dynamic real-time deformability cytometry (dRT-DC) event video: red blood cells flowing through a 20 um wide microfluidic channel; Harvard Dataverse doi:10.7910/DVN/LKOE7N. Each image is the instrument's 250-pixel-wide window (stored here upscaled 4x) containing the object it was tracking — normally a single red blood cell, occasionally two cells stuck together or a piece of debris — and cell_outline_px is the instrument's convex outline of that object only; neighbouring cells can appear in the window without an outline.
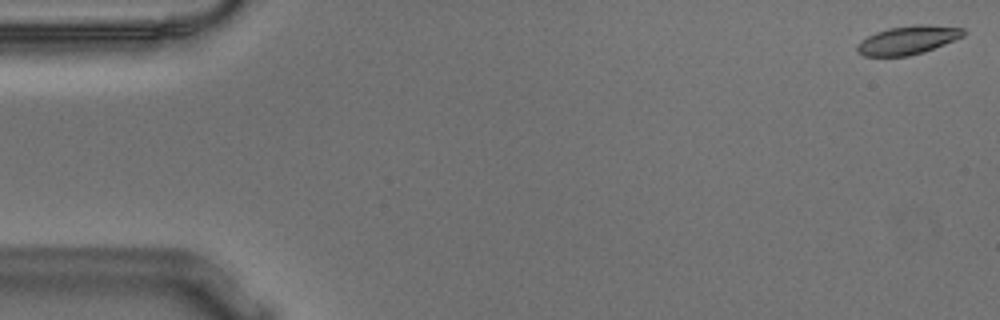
{"species": "Egyptian fruit bat (a non-hibernating species)", "species_latin": "Rousettus aegyptiacus", "temperature_condition": "warm", "stored_images_in_passage": 55, "camera_frame_rate_fps": 3000, "um_per_image_px": 0.085, "animal": {"sex": "male"}, "frame": {"image": 1, "passage_image": 1, "time_ms": 0.0, "image_size_px": [1000, 320], "cell_outline_px": [[968, 32], [964, 36], [924, 52], [908, 56], [864, 56], [856, 52], [856, 48], [868, 36], [876, 32], [888, 28], [916, 24], [924, 24], [964, 28]], "centroid_in_image_um": [77.21, 3.4], "position_along_channel_um": 7.8, "area_um2": 17.63}}
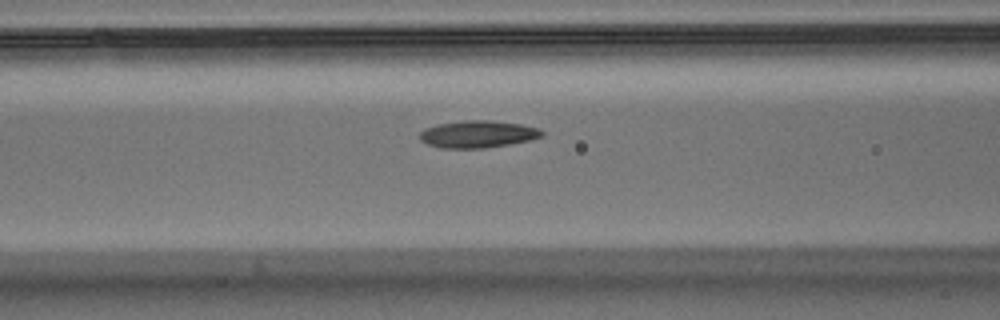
{"frame": {"image": 2, "passage_image": 22, "time_ms": 7.0, "image_size_px": [1000, 320], "cell_outline_px": [[544, 136], [532, 140], [484, 148], [440, 148], [428, 144], [420, 140], [420, 132], [424, 128], [436, 124], [464, 120], [492, 120], [520, 124], [540, 128], [544, 132]], "centroid_in_image_um": [40.63, 11.39], "position_along_channel_um": 126.0, "area_um2": 19.54}}
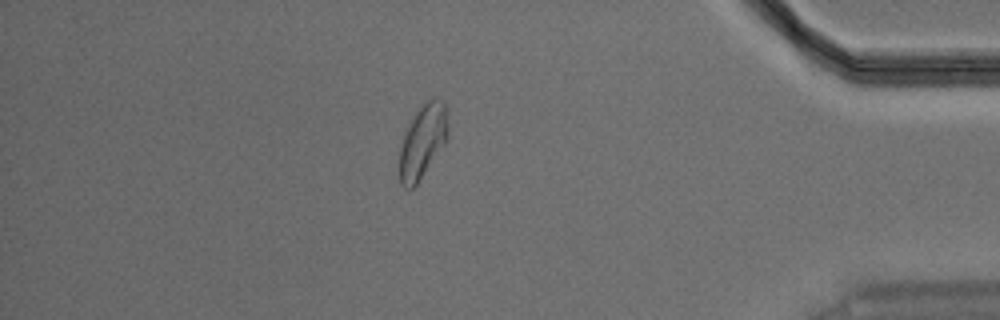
{"frame": {"image": 3, "passage_image": 48, "time_ms": 15.667, "image_size_px": [1000, 320], "cell_outline_px": [[448, 136], [444, 144], [416, 184], [412, 188], [404, 188], [400, 184], [400, 148], [404, 132], [408, 124], [416, 112], [428, 100], [444, 100], [448, 132]], "centroid_in_image_um": [35.91, 12.03], "position_along_channel_um": 399.3, "area_um2": 20.17}, "authors_computed_cell_mechanics": {"area_um2": 18.9006, "velocity_mm_per_s": 3.606, "shape_relaxation_time_tau1_ms": 8.3054, "shape_relaxation_time_tau2_ms": 3.7872, "deformation_change_tau1": 0.1949, "deformation_change_tau2": 0.1009}}